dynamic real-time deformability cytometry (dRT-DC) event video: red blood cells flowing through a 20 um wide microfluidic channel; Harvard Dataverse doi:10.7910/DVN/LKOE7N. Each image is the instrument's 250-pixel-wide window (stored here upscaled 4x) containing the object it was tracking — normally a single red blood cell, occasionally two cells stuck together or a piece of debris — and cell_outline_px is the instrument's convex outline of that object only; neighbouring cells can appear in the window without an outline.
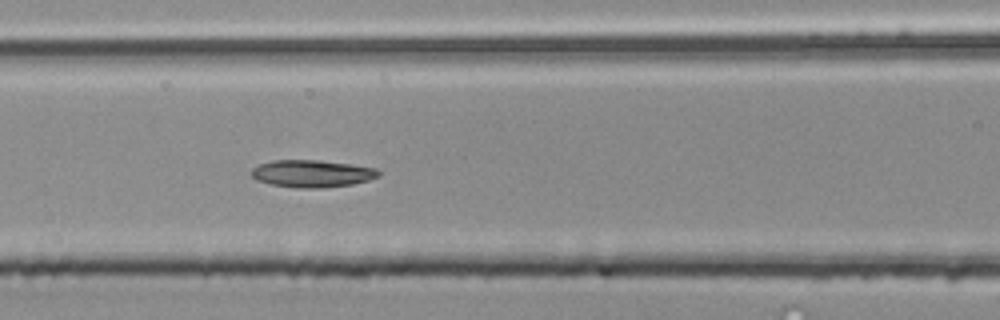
{"species": "common noctule bat (a hibernating species)", "species_latin": "Nyctalus noctula", "temperature_condition": "room temperature", "stored_images_in_passage": 40, "camera_frame_rate_fps": 3000, "um_per_image_px": 0.085, "animal": {"sex": "male", "body_mass_g": 20.4}, "frame": {"image": 1, "passage_image": 9, "time_ms": 2.667, "image_size_px": [1000, 320], "cell_outline_px": [[380, 176], [368, 180], [352, 184], [324, 188], [300, 188], [272, 184], [256, 180], [252, 176], [252, 168], [260, 164], [272, 160], [320, 160], [352, 164], [376, 168], [380, 172]], "centroid_in_image_um": [26.55, 14.75], "position_along_channel_um": 140.1, "area_um2": 20.23}}
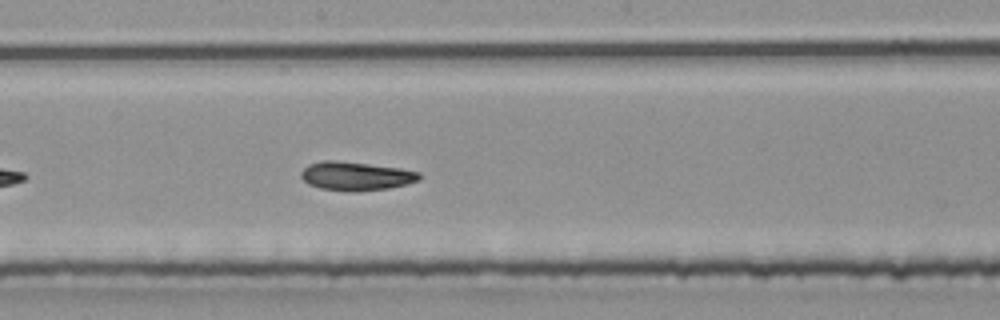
{"frame": {"image": 2, "passage_image": 15, "time_ms": 4.667, "image_size_px": [1000, 320], "cell_outline_px": [[420, 180], [408, 184], [388, 188], [356, 192], [348, 192], [320, 188], [308, 184], [300, 176], [300, 172], [308, 164], [320, 160], [336, 160], [368, 164], [396, 168], [420, 172]], "centroid_in_image_um": [30.21, 14.97], "position_along_channel_um": 218.0, "area_um2": 19.88}}
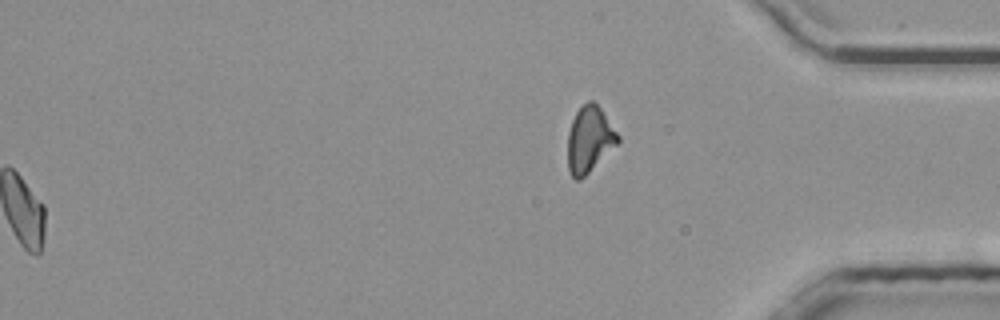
{"frame": {"image": 3, "passage_image": 40, "time_ms": 13.0, "image_size_px": [1000, 320], "cell_outline_px": [[620, 140], [580, 180], [576, 180], [572, 176], [568, 168], [568, 132], [572, 120], [576, 112], [588, 100], [592, 100], [600, 108], [620, 136]], "centroid_in_image_um": [50.08, 11.83], "position_along_channel_um": 385.1, "area_um2": 18.84}, "authors_computed_cell_mechanics": {"area_um2": 19.363, "velocity_mm_per_s": 3.8947, "shape_relaxation_time_tau1_ms": 4.3732, "shape_relaxation_time_tau2_ms": 4.3587, "deformation_change_tau1": 0.1302, "deformation_change_tau2": 0.1012}}